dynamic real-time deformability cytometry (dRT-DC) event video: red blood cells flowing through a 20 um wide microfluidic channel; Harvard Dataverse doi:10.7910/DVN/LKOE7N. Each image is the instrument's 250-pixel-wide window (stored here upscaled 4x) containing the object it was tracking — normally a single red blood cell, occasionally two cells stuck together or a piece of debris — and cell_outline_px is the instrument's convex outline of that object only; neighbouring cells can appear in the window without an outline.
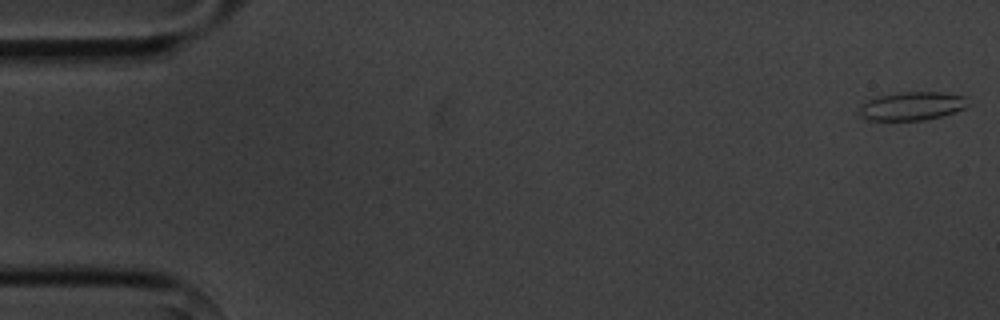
{"species": "common noctule bat (a hibernating species)", "species_latin": "Nyctalus noctula", "temperature_condition": "cold", "stored_images_in_passage": 5, "camera_frame_rate_fps": 3000, "um_per_image_px": 0.085, "animal": {"sex": "male", "body_mass_g": 20.1, "forearm_length_mm": 53.5}, "frame": {"image": 1, "passage_image": 1, "time_ms": 0.0, "image_size_px": [1000, 320], "cell_outline_px": [[972, 104], [964, 108], [940, 116], [924, 120], [868, 120], [860, 116], [856, 112], [860, 104], [868, 100], [880, 96], [900, 92], [940, 92], [964, 96]], "centroid_in_image_um": [77.48, 9.01], "position_along_channel_um": 7.5, "area_um2": 18.09}}
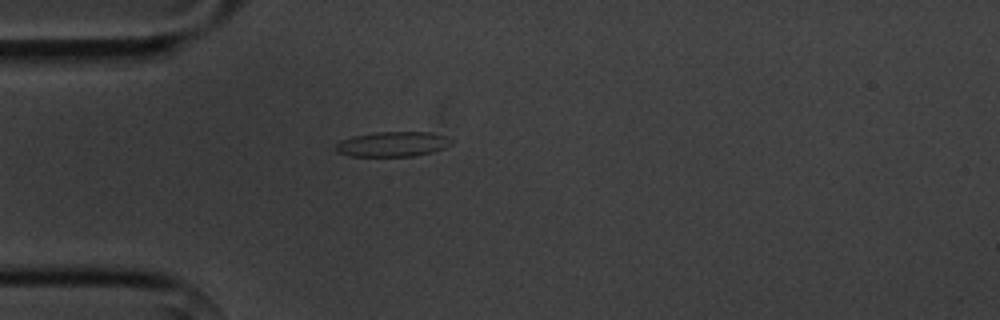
{"frame": {"image": 2, "passage_image": 5, "time_ms": 4.667, "image_size_px": [1000, 320], "cell_outline_px": [[452, 144], [444, 148], [432, 152], [412, 156], [348, 156], [336, 152], [332, 148], [340, 140], [352, 136], [376, 132], [432, 132], [444, 136], [452, 140]], "centroid_in_image_um": [33.32, 12.25], "position_along_channel_um": 51.7, "area_um2": 16.99}}